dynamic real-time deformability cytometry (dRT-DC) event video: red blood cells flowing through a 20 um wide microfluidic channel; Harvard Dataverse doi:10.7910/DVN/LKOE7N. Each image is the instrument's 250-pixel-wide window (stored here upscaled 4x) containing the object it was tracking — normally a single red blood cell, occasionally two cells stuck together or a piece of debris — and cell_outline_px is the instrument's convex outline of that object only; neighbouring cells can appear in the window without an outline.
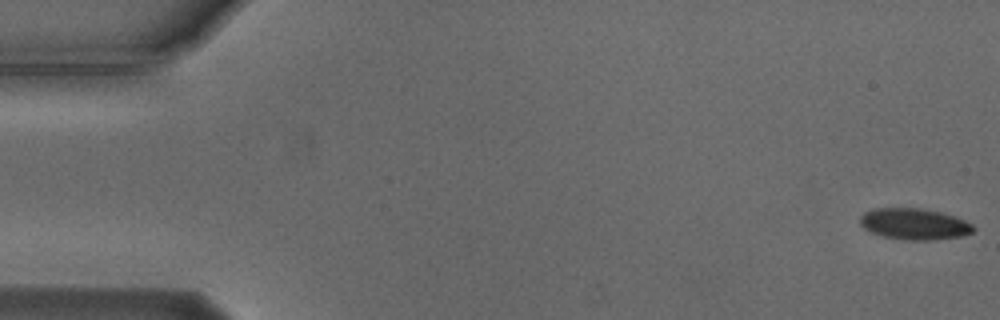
{"species": "Egyptian fruit bat (a non-hibernating species)", "species_latin": "Rousettus aegyptiacus", "temperature_condition": "cold", "stored_images_in_passage": 55, "camera_frame_rate_fps": 3000, "um_per_image_px": 0.085, "animal": {"sex": "male"}, "frame": {"image": 1, "passage_image": 1, "time_ms": 0.0, "image_size_px": [1000, 320], "cell_outline_px": [[976, 228], [972, 232], [960, 236], [928, 240], [908, 240], [880, 236], [864, 228], [860, 224], [860, 216], [864, 212], [872, 208], [920, 208], [940, 212], [956, 216], [972, 224]], "centroid_in_image_um": [77.69, 19.03], "position_along_channel_um": 7.3, "area_um2": 20.63}}
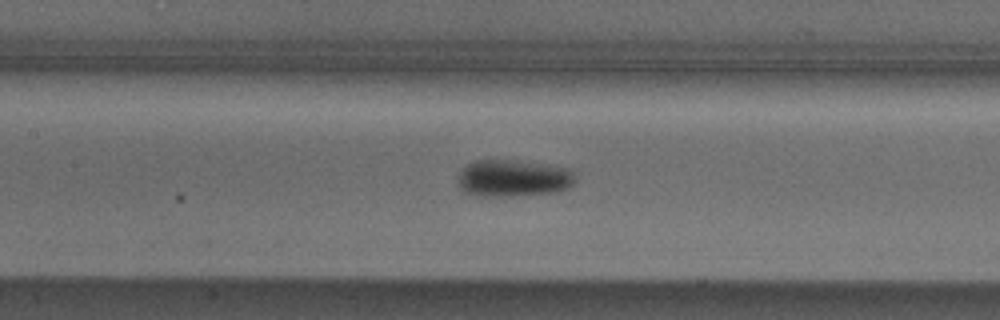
{"frame": {"image": 2, "passage_image": 25, "time_ms": 8.0, "image_size_px": [1000, 320], "cell_outline_px": [[576, 176], [572, 184], [568, 188], [556, 192], [512, 196], [476, 196], [464, 192], [460, 188], [460, 172], [468, 164], [476, 160], [508, 160], [544, 164], [568, 168]], "centroid_in_image_um": [43.64, 15.16], "position_along_channel_um": 163.8, "area_um2": 25.09}}
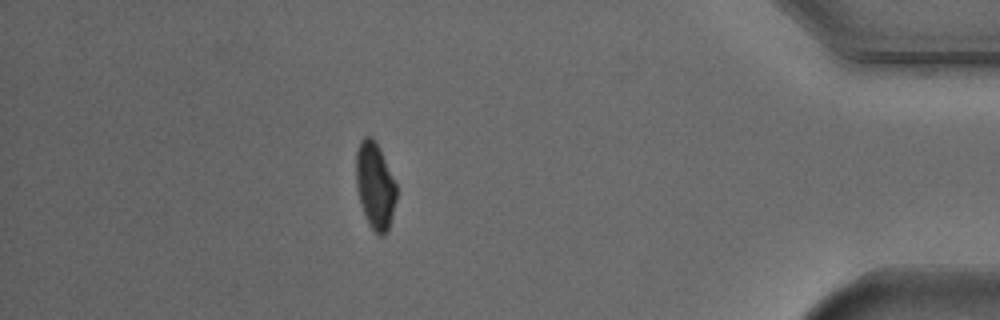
{"frame": {"image": 3, "passage_image": 48, "time_ms": 15.667, "image_size_px": [1000, 320], "cell_outline_px": [[396, 200], [388, 232], [384, 236], [380, 236], [368, 224], [364, 216], [360, 204], [356, 188], [356, 152], [360, 140], [364, 136], [372, 136], [380, 148], [396, 184]], "centroid_in_image_um": [31.86, 15.79], "position_along_channel_um": 403.3, "area_um2": 20.63}, "authors_computed_cell_mechanics": {"area_um2": 21.7328, "velocity_mm_per_s": 3.7533, "shape_relaxation_time_tau1_ms": 5.8604, "shape_relaxation_time_tau2_ms": null, "deformation_change_tau1": 0.1315, "deformation_change_tau2": null}}